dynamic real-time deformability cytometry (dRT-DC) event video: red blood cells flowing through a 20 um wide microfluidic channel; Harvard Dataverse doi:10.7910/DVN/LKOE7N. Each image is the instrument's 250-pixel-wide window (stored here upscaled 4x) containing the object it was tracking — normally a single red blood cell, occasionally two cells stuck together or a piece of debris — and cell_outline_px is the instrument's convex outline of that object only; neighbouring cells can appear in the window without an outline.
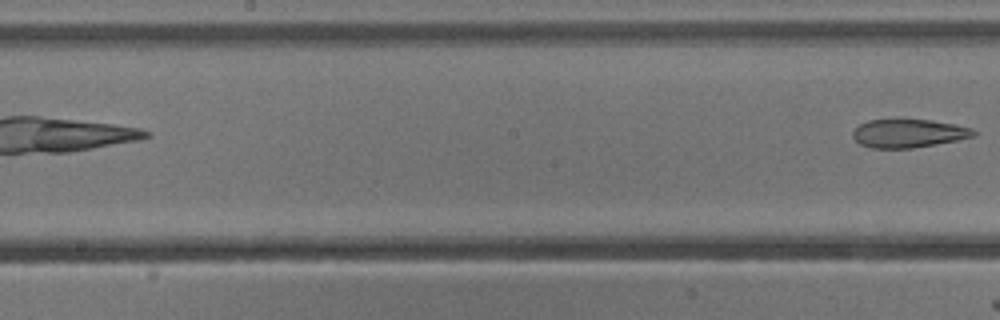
{"species": "common noctule bat (a hibernating species)", "species_latin": "Nyctalus noctula", "temperature_condition": "cold", "stored_images_in_passage": 7, "segment_of_instrument_passage": [2, 2], "camera_frame_rate_fps": 3000, "um_per_image_px": 0.085, "animal": {"sex": "male", "body_mass_g": 13.3}, "frame": {"image": 1, "passage_image": 7, "time_ms": 2.0, "image_size_px": [1000, 320], "cell_outline_px": [[976, 136], [956, 140], [912, 148], [872, 148], [860, 144], [852, 136], [852, 132], [860, 124], [868, 120], [896, 116], [904, 116], [932, 120], [956, 124], [972, 128], [976, 132]], "centroid_in_image_um": [77.2, 11.27], "position_along_channel_um": 171.0, "area_um2": 20.87}}